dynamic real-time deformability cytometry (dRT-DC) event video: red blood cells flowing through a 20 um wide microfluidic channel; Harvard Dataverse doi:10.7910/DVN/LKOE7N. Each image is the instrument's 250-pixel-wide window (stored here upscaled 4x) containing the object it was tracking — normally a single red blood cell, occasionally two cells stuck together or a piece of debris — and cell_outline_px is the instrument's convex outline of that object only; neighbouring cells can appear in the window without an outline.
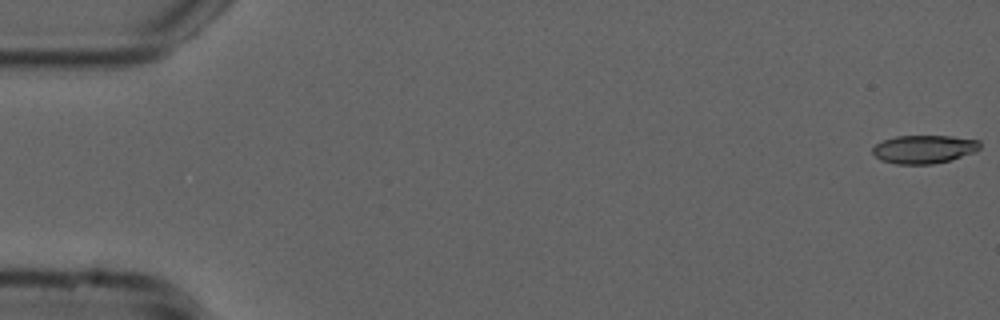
{"species": "common noctule bat (a hibernating species)", "species_latin": "Nyctalus noctula", "temperature_condition": "cold", "stored_images_in_passage": 54, "camera_frame_rate_fps": 3000, "um_per_image_px": 0.085, "animal": {"sex": "male", "forearm_length_mm": 52.5}, "frame": {"image": 1, "passage_image": 1, "time_ms": 0.0, "image_size_px": [1000, 320], "cell_outline_px": [[980, 148], [976, 152], [952, 160], [932, 164], [896, 164], [880, 160], [872, 152], [872, 148], [876, 144], [884, 140], [896, 136], [952, 136], [980, 140]], "centroid_in_image_um": [78.57, 12.69], "position_along_channel_um": 6.4, "area_um2": 17.86}}
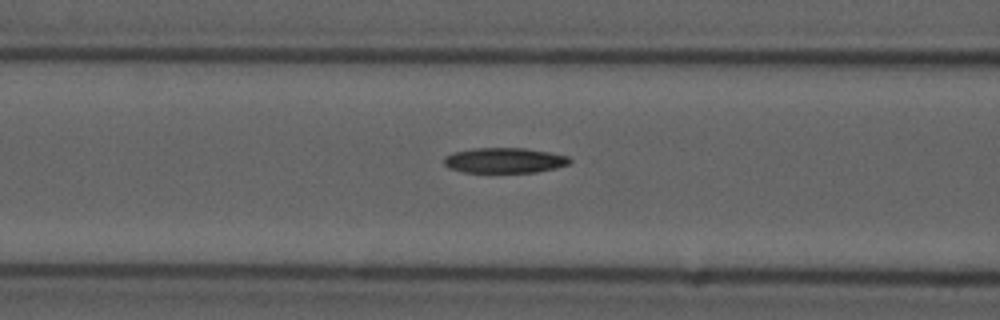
{"frame": {"image": 2, "passage_image": 22, "time_ms": 7.0, "image_size_px": [1000, 320], "cell_outline_px": [[576, 160], [568, 164], [556, 168], [536, 172], [464, 172], [448, 168], [444, 164], [444, 156], [452, 152], [472, 148], [524, 148], [548, 152], [568, 156]], "centroid_in_image_um": [42.88, 13.63], "position_along_channel_um": 123.7, "area_um2": 18.67}}
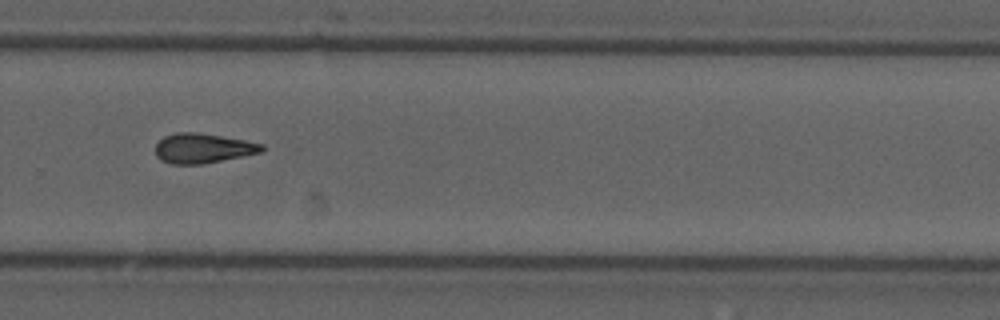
{"frame": {"image": 3, "passage_image": 37, "time_ms": 12.0, "image_size_px": [1000, 320], "cell_outline_px": [[264, 152], [204, 164], [172, 164], [160, 160], [156, 156], [156, 144], [164, 136], [176, 132], [196, 132], [244, 140], [264, 144]], "centroid_in_image_um": [17.25, 12.61], "position_along_channel_um": 312.5, "area_um2": 18.55}}